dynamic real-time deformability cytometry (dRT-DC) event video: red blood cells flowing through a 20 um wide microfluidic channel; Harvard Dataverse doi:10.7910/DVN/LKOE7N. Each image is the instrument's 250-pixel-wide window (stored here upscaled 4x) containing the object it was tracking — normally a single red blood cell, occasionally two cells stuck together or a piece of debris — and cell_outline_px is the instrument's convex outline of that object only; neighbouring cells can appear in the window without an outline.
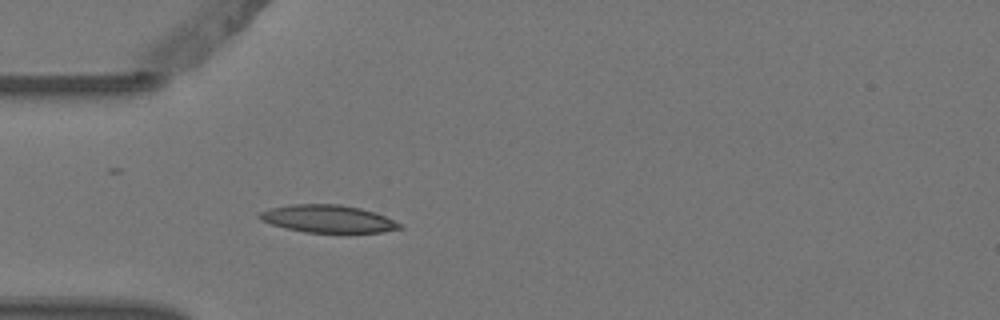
{"species": "Egyptian fruit bat (a non-hibernating species)", "species_latin": "Rousettus aegyptiacus", "temperature_condition": "warm", "stored_images_in_passage": 4, "camera_frame_rate_fps": 3000, "um_per_image_px": 0.085, "animal": {"sex": "female"}, "frame": {"image": 1, "passage_image": 4, "time_ms": 1.0, "image_size_px": [1000, 320], "cell_outline_px": [[404, 228], [384, 232], [348, 236], [304, 232], [272, 224], [260, 220], [256, 216], [260, 212], [272, 208], [292, 204], [340, 204], [360, 208], [376, 212], [400, 224]], "centroid_in_image_um": [27.95, 18.65], "position_along_channel_um": 57.1, "area_um2": 23.47}}